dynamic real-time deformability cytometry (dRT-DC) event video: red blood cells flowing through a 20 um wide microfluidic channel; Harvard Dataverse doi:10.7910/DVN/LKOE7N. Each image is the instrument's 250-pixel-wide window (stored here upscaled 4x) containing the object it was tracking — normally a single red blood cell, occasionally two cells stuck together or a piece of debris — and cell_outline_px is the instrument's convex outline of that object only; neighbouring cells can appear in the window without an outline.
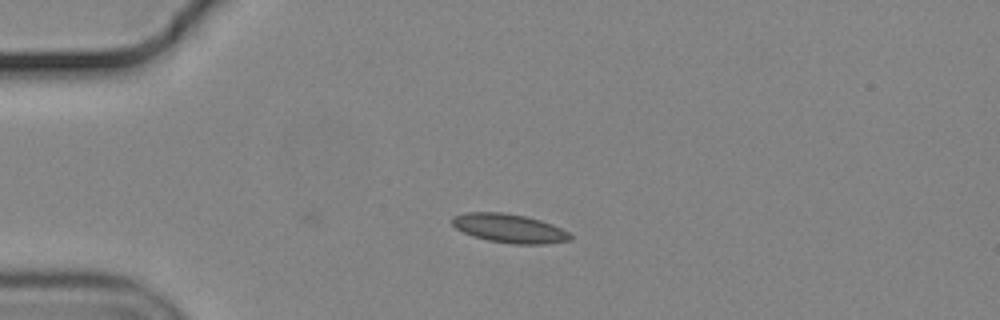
{"species": "common noctule bat (a hibernating species)", "species_latin": "Nyctalus noctula", "temperature_condition": "cold", "stored_images_in_passage": 2, "camera_frame_rate_fps": 3000, "um_per_image_px": 0.085, "animal": {"sex": "male", "body_mass_g": 19.2, "forearm_length_mm": 51.8}, "frame": {"image": 1, "passage_image": 2, "time_ms": 0.333, "image_size_px": [1000, 320], "cell_outline_px": [[572, 240], [544, 244], [512, 244], [488, 240], [472, 236], [456, 228], [452, 224], [452, 216], [464, 212], [504, 212], [524, 216], [540, 220], [552, 224], [568, 232], [572, 236]], "centroid_in_image_um": [43.28, 19.4], "position_along_channel_um": 41.7, "area_um2": 19.88}}